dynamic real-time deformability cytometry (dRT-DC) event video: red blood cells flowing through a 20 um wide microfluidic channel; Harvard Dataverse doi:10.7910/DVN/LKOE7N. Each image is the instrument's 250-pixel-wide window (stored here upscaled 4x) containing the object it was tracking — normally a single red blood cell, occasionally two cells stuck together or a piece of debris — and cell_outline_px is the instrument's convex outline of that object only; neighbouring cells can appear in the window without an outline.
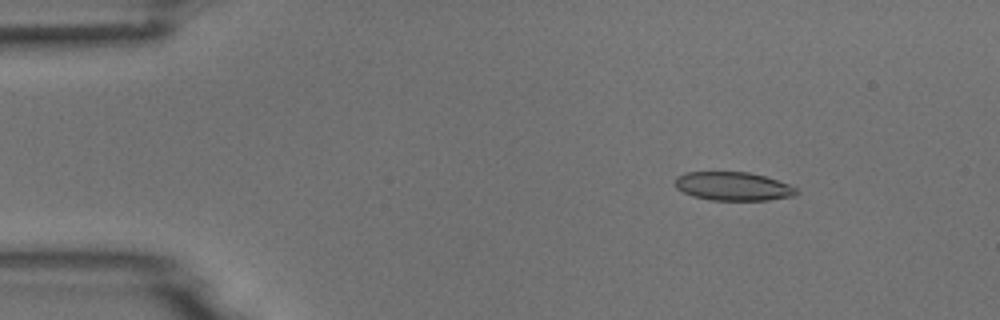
{"species": "common noctule bat (a hibernating species)", "species_latin": "Nyctalus noctula", "temperature_condition": "room temperature", "stored_images_in_passage": 4, "camera_frame_rate_fps": 3000, "um_per_image_px": 0.085, "animal": {"sex": "male", "body_mass_g": 18.8}, "frame": {"image": 1, "passage_image": 2, "time_ms": 1.333, "image_size_px": [1000, 320], "cell_outline_px": [[800, 192], [796, 196], [768, 200], [712, 200], [692, 196], [676, 188], [676, 176], [684, 172], [748, 172], [764, 176], [788, 184], [796, 188]], "centroid_in_image_um": [62.33, 15.84], "position_along_channel_um": 22.7, "area_um2": 20.23}}